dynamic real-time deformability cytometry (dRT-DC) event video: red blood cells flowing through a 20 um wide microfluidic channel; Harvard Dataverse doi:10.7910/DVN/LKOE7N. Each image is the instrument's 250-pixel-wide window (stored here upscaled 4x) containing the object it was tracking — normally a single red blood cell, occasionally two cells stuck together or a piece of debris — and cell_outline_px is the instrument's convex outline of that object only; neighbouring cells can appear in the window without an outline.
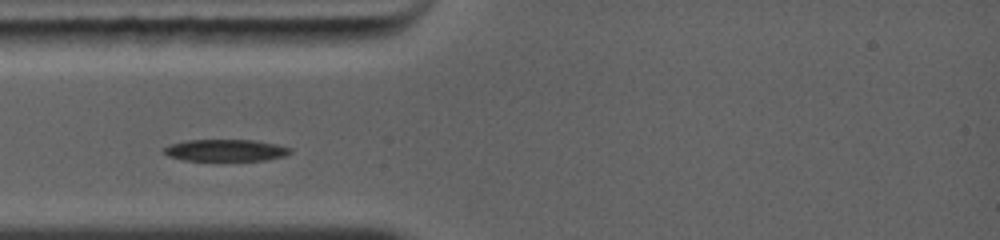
{"species": "common noctule bat (a hibernating species)", "species_latin": "Nyctalus noctula", "temperature_condition": "warm", "stored_images_in_passage": 44, "camera_frame_rate_fps": 5000, "um_per_image_px": 0.085, "animal": {"sex": "female", "body_mass_g": 19.0, "forearm_length_mm": 56.7}, "frame": {"image": 1, "passage_image": 1, "time_ms": 0.0, "image_size_px": [1000, 240], "cell_outline_px": [[292, 152], [284, 156], [264, 160], [220, 164], [184, 160], [168, 156], [160, 152], [160, 148], [168, 144], [184, 140], [256, 140], [276, 144], [292, 148]], "centroid_in_image_um": [19.08, 12.83], "position_along_channel_um": 65.9, "area_um2": 17.46}}
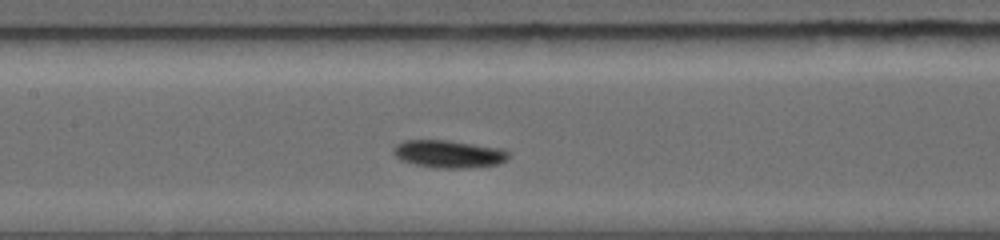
{"frame": {"image": 2, "passage_image": 23, "time_ms": 2.4, "image_size_px": [1000, 240], "cell_outline_px": [[512, 152], [508, 160], [500, 164], [464, 168], [436, 168], [416, 164], [400, 160], [392, 152], [392, 148], [396, 144], [404, 140], [448, 140], [504, 148]], "centroid_in_image_um": [38.2, 13.08], "position_along_channel_um": 169.2, "area_um2": 18.9}}
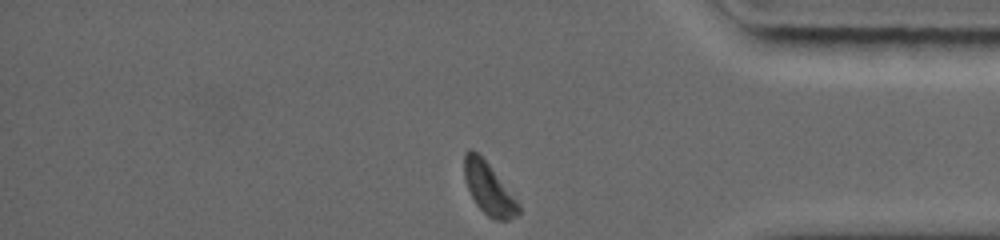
{"frame": {"image": 3, "passage_image": 44, "time_ms": 8.0, "image_size_px": [1000, 240], "cell_outline_px": [[520, 212], [516, 216], [508, 220], [496, 220], [488, 216], [476, 204], [468, 188], [464, 176], [464, 152], [468, 148], [472, 148], [488, 164], [520, 204]], "centroid_in_image_um": [41.53, 16.03], "position_along_channel_um": 393.7, "area_um2": 16.07}}